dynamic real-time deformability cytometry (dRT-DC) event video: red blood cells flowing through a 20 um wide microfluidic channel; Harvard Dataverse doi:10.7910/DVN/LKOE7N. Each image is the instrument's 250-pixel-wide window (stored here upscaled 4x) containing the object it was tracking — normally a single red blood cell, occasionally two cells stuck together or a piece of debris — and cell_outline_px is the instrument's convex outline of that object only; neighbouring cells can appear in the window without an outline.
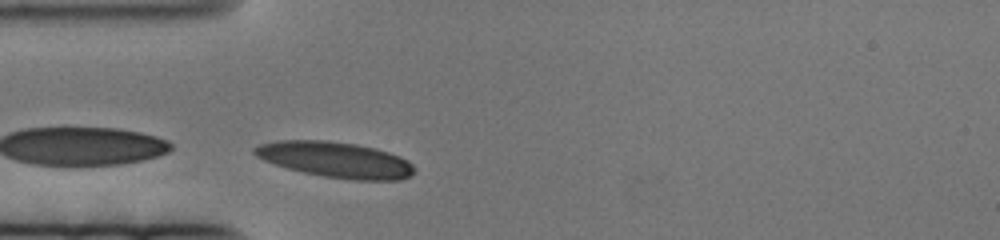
{"species": "human", "species_latin": "Homo sapiens", "temperature_condition": "cold", "stored_images_in_passage": 42, "camera_frame_rate_fps": 3000, "um_per_image_px": 0.085, "donor": {"sex": "female"}, "frame": {"image": 1, "passage_image": 1, "time_ms": 0.0, "image_size_px": [1000, 240], "cell_outline_px": [[412, 176], [400, 180], [352, 180], [324, 176], [304, 172], [288, 168], [264, 160], [256, 156], [252, 152], [252, 148], [260, 144], [276, 140], [328, 140], [356, 144], [376, 148], [400, 156], [408, 160], [412, 164]], "centroid_in_image_um": [28.51, 13.56], "position_along_channel_um": 56.5, "area_um2": 33.23}}
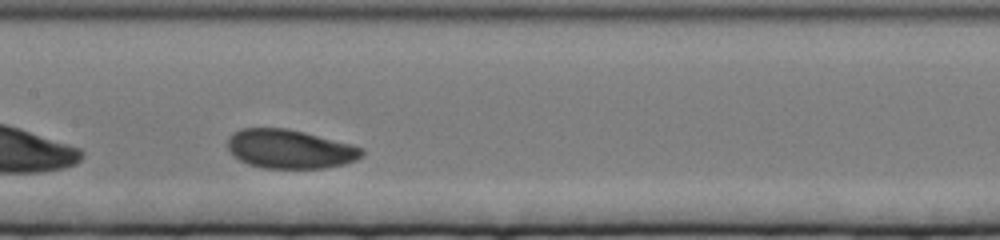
{"frame": {"image": 2, "passage_image": 17, "time_ms": 5.333, "image_size_px": [1000, 240], "cell_outline_px": [[364, 152], [356, 160], [344, 164], [324, 168], [264, 168], [248, 164], [240, 160], [228, 148], [228, 136], [240, 128], [288, 128], [352, 144], [360, 148]], "centroid_in_image_um": [24.62, 12.66], "position_along_channel_um": 182.8, "area_um2": 30.29}}
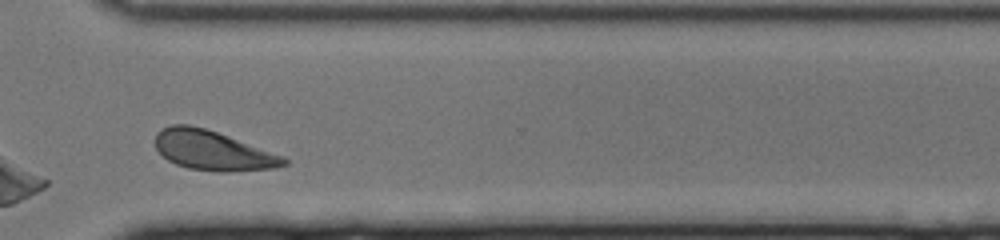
{"frame": {"image": 3, "passage_image": 38, "time_ms": 12.333, "image_size_px": [1000, 240], "cell_outline_px": [[288, 164], [276, 168], [228, 172], [216, 172], [188, 168], [176, 164], [168, 160], [156, 148], [156, 132], [172, 124], [188, 124], [204, 128], [228, 136], [284, 156], [288, 160]], "centroid_in_image_um": [18.1, 12.8], "position_along_channel_um": 352.5, "area_um2": 29.54}}